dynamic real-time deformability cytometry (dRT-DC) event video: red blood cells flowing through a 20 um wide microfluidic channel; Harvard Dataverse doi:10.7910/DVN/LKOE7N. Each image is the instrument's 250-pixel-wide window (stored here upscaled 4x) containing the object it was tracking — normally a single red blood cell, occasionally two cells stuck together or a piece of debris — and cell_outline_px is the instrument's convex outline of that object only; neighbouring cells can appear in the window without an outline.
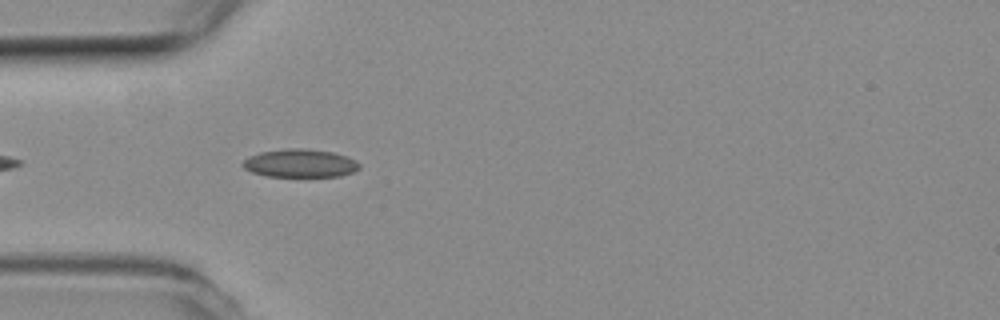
{"species": "common noctule bat (a hibernating species)", "species_latin": "Nyctalus noctula", "temperature_condition": "room temperature", "stored_images_in_passage": 6, "camera_frame_rate_fps": 3000, "um_per_image_px": 0.085, "animal": {"sex": "female", "body_mass_g": 19.3, "forearm_length_mm": 54.1}, "frame": {"image": 1, "passage_image": 1, "time_ms": 0.0, "image_size_px": [1000, 320], "cell_outline_px": [[360, 168], [352, 172], [340, 176], [268, 176], [252, 172], [244, 168], [240, 164], [248, 156], [260, 152], [284, 148], [304, 148], [332, 152], [348, 156], [356, 160], [360, 164]], "centroid_in_image_um": [25.5, 13.86], "position_along_channel_um": 59.5, "area_um2": 19.25}}